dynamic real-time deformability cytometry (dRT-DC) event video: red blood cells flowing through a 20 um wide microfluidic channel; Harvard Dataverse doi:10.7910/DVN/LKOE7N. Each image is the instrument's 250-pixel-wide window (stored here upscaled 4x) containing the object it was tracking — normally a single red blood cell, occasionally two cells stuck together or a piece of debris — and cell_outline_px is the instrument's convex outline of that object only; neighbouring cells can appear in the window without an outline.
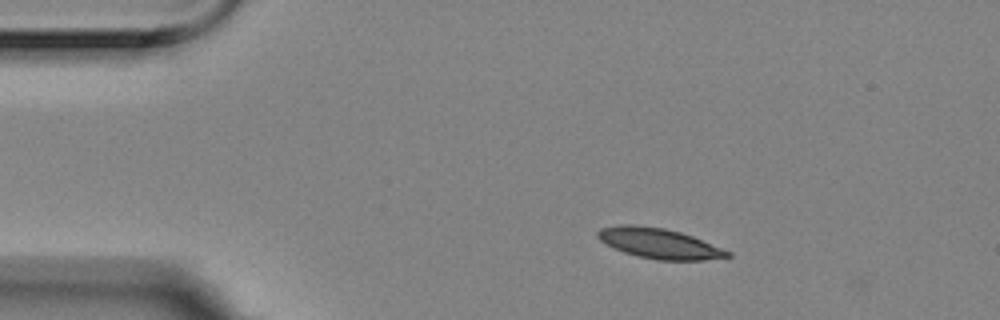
{"species": "Egyptian fruit bat (a non-hibernating species)", "species_latin": "Rousettus aegyptiacus", "temperature_condition": "room temperature", "stored_images_in_passage": 3, "camera_frame_rate_fps": 3000, "um_per_image_px": 0.085, "animal": {"sex": "female"}, "frame": {"image": 1, "passage_image": 2, "time_ms": 0.333, "image_size_px": [1000, 320], "cell_outline_px": [[732, 256], [704, 260], [656, 260], [636, 256], [612, 248], [600, 240], [596, 236], [596, 232], [600, 228], [620, 224], [632, 224], [664, 228], [680, 232], [692, 236], [732, 252]], "centroid_in_image_um": [55.99, 20.69], "position_along_channel_um": 29.0, "area_um2": 23.0}}